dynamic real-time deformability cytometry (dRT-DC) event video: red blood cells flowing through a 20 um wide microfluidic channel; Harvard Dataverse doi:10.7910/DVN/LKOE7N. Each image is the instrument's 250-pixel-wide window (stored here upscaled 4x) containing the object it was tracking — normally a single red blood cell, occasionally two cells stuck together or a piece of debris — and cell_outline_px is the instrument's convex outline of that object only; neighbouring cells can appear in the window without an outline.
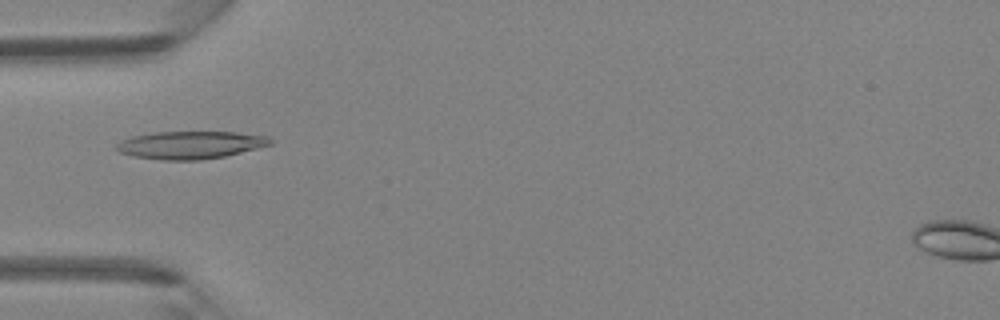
{"species": "Egyptian fruit bat (a non-hibernating species)", "species_latin": "Rousettus aegyptiacus", "temperature_condition": "room temperature", "stored_images_in_passage": 5, "camera_frame_rate_fps": 3000, "um_per_image_px": 0.085, "animal": {"sex": "female"}, "frame": {"image": 1, "passage_image": 4, "time_ms": 3.333, "image_size_px": [1000, 320], "cell_outline_px": [[272, 144], [224, 156], [200, 160], [164, 160], [132, 156], [120, 152], [116, 148], [116, 144], [120, 140], [132, 136], [152, 132], [236, 132], [268, 136], [272, 140]], "centroid_in_image_um": [16.15, 12.31], "position_along_channel_um": 68.8, "area_um2": 24.74}}
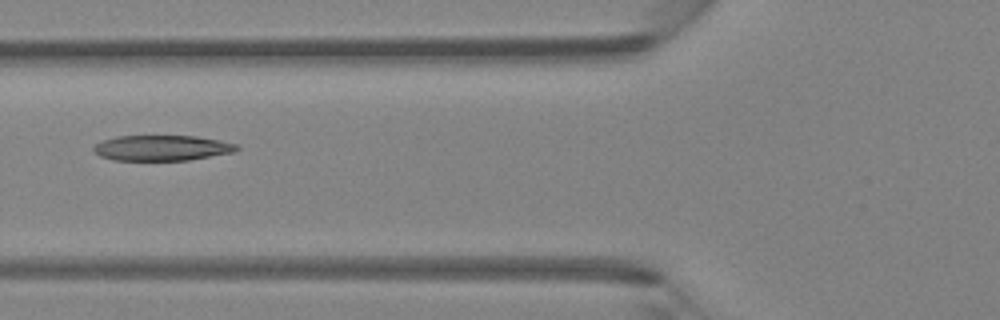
{"frame": {"image": 2, "passage_image": 5, "time_ms": 4.333, "image_size_px": [1000, 320], "cell_outline_px": [[240, 148], [236, 152], [188, 160], [112, 160], [100, 156], [92, 148], [96, 144], [104, 140], [116, 136], [196, 136], [220, 140], [236, 144]], "centroid_in_image_um": [13.79, 12.57], "position_along_channel_um": 112.0, "area_um2": 21.21}}